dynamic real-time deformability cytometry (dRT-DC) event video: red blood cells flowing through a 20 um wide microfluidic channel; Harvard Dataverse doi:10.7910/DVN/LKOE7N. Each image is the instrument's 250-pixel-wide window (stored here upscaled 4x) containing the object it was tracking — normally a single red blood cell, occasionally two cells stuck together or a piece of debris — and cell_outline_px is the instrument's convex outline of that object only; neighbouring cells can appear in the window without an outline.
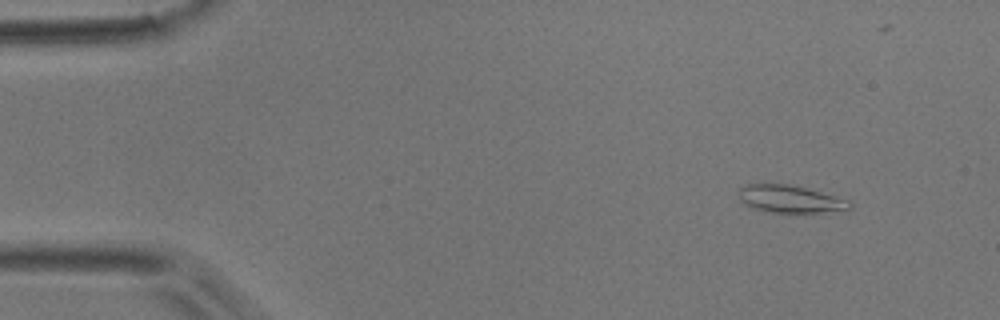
{"species": "common noctule bat (a hibernating species)", "species_latin": "Nyctalus noctula", "temperature_condition": "room temperature", "stored_images_in_passage": 46, "camera_frame_rate_fps": 3000, "um_per_image_px": 0.085, "animal": {"sex": "male", "body_mass_g": 17.9}, "frame": {"image": 1, "passage_image": 1, "time_ms": 0.0, "image_size_px": [1000, 320], "cell_outline_px": [[852, 208], [816, 212], [772, 212], [752, 208], [744, 204], [740, 200], [740, 188], [748, 184], [760, 180], [788, 184], [852, 200]], "centroid_in_image_um": [67.1, 16.87], "position_along_channel_um": 17.9, "area_um2": 17.98}}
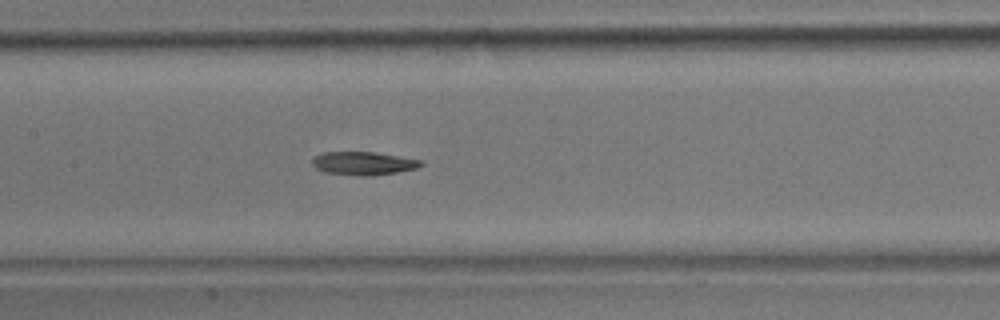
{"frame": {"image": 2, "passage_image": 20, "time_ms": 6.333, "image_size_px": [1000, 320], "cell_outline_px": [[424, 164], [416, 168], [396, 172], [368, 176], [360, 176], [324, 172], [316, 168], [312, 164], [312, 160], [316, 156], [324, 152], [372, 152], [420, 160]], "centroid_in_image_um": [30.85, 13.89], "position_along_channel_um": 176.5, "area_um2": 14.45}}
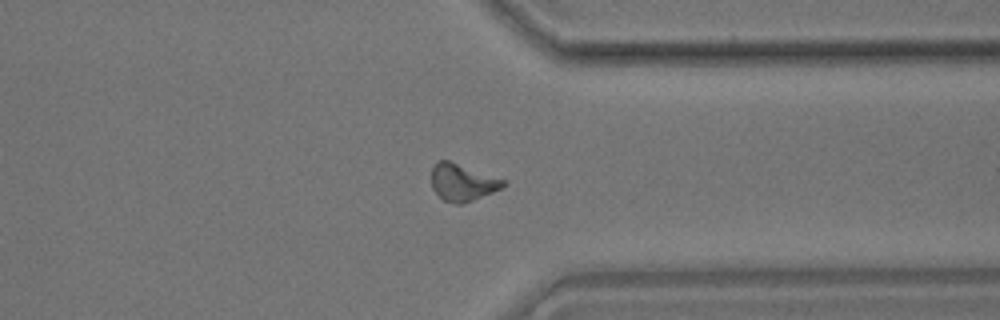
{"frame": {"image": 3, "passage_image": 35, "time_ms": 11.333, "image_size_px": [1000, 320], "cell_outline_px": [[508, 184], [492, 192], [472, 200], [460, 204], [456, 204], [444, 200], [432, 188], [432, 164], [436, 160], [448, 160], [508, 180]], "centroid_in_image_um": [39.32, 15.47], "position_along_channel_um": 372.1, "area_um2": 15.55}, "authors_computed_cell_mechanics": {"area_um2": 15.2592, "velocity_mm_per_s": 3.955, "shape_relaxation_time_tau1_ms": 7.6408, "shape_relaxation_time_tau2_ms": null, "deformation_change_tau1": 0.2135, "deformation_change_tau2": null}}